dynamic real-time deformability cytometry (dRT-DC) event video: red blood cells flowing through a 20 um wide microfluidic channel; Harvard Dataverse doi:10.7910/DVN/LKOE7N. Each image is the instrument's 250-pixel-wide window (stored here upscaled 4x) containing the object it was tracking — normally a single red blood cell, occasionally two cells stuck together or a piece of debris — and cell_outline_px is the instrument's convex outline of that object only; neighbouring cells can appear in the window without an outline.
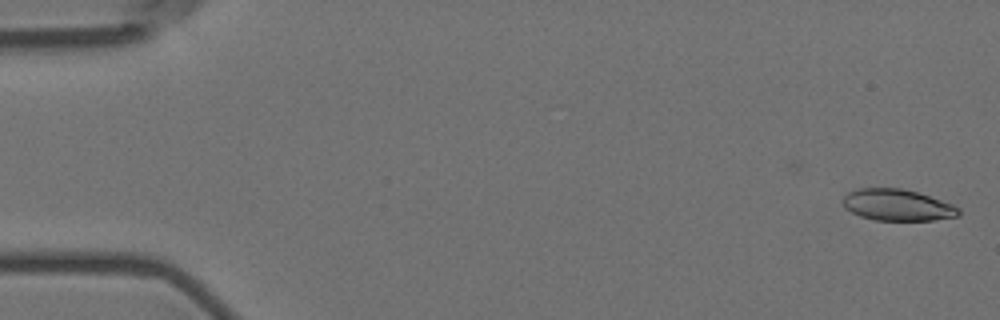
{"species": "Egyptian fruit bat (a non-hibernating species)", "species_latin": "Rousettus aegyptiacus", "temperature_condition": "room temperature", "stored_images_in_passage": 58, "camera_frame_rate_fps": 3000, "um_per_image_px": 0.085, "animal": {"sex": "female"}, "frame": {"image": 1, "passage_image": 2, "time_ms": 0.333, "image_size_px": [1000, 320], "cell_outline_px": [[960, 216], [932, 220], [876, 220], [860, 216], [844, 208], [840, 200], [848, 192], [856, 188], [900, 188], [916, 192], [952, 204], [960, 208]], "centroid_in_image_um": [76.23, 17.42], "position_along_channel_um": 8.8, "area_um2": 21.27}}
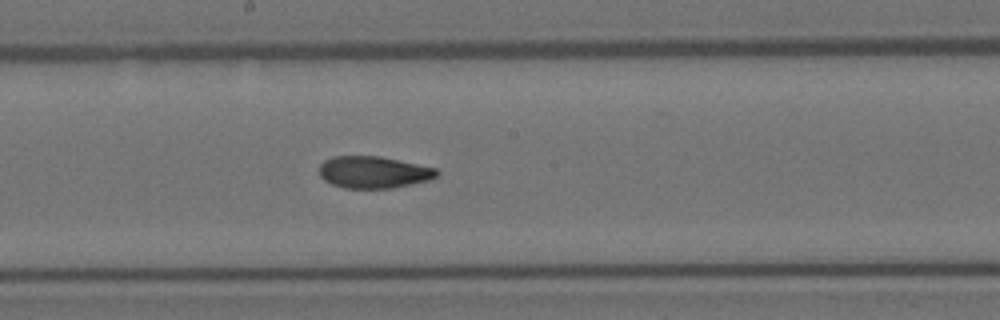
{"frame": {"image": 2, "passage_image": 31, "time_ms": 10.0, "image_size_px": [1000, 320], "cell_outline_px": [[440, 172], [436, 176], [428, 180], [392, 188], [344, 188], [332, 184], [324, 180], [320, 176], [320, 164], [324, 160], [332, 156], [380, 156], [436, 168]], "centroid_in_image_um": [31.73, 14.63], "position_along_channel_um": 216.5, "area_um2": 21.79}}
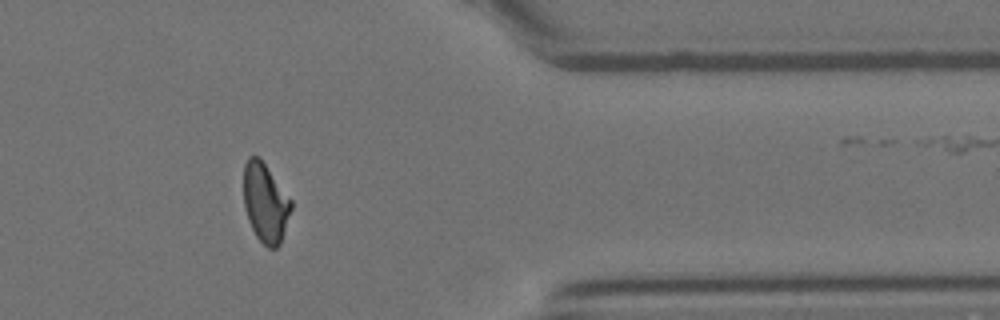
{"frame": {"image": 3, "passage_image": 47, "time_ms": 15.333, "image_size_px": [1000, 320], "cell_outline_px": [[292, 208], [280, 244], [276, 248], [268, 248], [256, 236], [248, 220], [244, 208], [244, 164], [248, 156], [260, 156], [292, 200]], "centroid_in_image_um": [22.56, 17.2], "position_along_channel_um": 388.8, "area_um2": 22.08}, "authors_computed_cell_mechanics": {"area_um2": 22.2241, "velocity_mm_per_s": 3.5966, "shape_relaxation_time_tau1_ms": 7.6999, "shape_relaxation_time_tau2_ms": 2.3787, "deformation_change_tau1": 0.2033, "deformation_change_tau2": 0.0804}}